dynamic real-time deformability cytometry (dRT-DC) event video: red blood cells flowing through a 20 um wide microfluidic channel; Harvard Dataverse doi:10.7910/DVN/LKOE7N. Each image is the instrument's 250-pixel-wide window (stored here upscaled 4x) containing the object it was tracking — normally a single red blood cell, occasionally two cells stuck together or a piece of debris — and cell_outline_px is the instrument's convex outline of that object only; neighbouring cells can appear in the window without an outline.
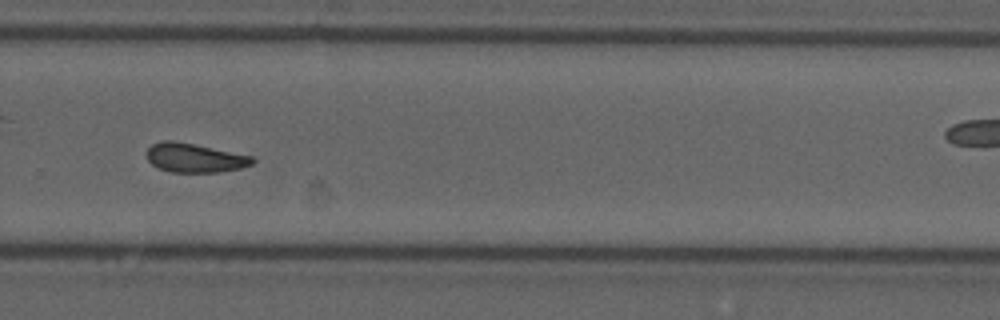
{"species": "common noctule bat (a hibernating species)", "species_latin": "Nyctalus noctula", "temperature_condition": "cold", "stored_images_in_passage": 42, "camera_frame_rate_fps": 3000, "um_per_image_px": 0.085, "animal": {"sex": "male", "forearm_length_mm": 52.5}, "frame": {"image": 1, "passage_image": 24, "time_ms": 7.667, "image_size_px": [1000, 320], "cell_outline_px": [[256, 160], [252, 164], [240, 168], [220, 172], [172, 172], [160, 168], [152, 164], [148, 160], [148, 148], [152, 144], [164, 140], [176, 140], [252, 156]], "centroid_in_image_um": [16.56, 13.41], "position_along_channel_um": 313.2, "area_um2": 17.8}, "authors_computed_cell_mechanics": {"area_um2": 18.0914, "velocity_mm_per_s": 3.691, "shape_relaxation_time_tau1_ms": null, "shape_relaxation_time_tau2_ms": 4.1183, "deformation_change_tau1": null, "deformation_change_tau2": 0.1106}}